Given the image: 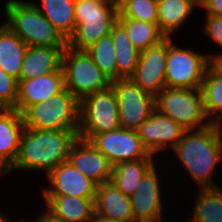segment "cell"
Listing matches in <instances>:
<instances>
[{
    "instance_id": "e575fe53",
    "label": "cell",
    "mask_w": 222,
    "mask_h": 222,
    "mask_svg": "<svg viewBox=\"0 0 222 222\" xmlns=\"http://www.w3.org/2000/svg\"><path fill=\"white\" fill-rule=\"evenodd\" d=\"M45 212L39 214V217L37 220L33 222H64L61 219L55 217L51 212H49L47 209L44 210Z\"/></svg>"
},
{
    "instance_id": "6da1fadb",
    "label": "cell",
    "mask_w": 222,
    "mask_h": 222,
    "mask_svg": "<svg viewBox=\"0 0 222 222\" xmlns=\"http://www.w3.org/2000/svg\"><path fill=\"white\" fill-rule=\"evenodd\" d=\"M79 135L74 130H38L25 127L18 156L5 173L14 171H44L46 176L68 160L69 151Z\"/></svg>"
},
{
    "instance_id": "ac0fdd59",
    "label": "cell",
    "mask_w": 222,
    "mask_h": 222,
    "mask_svg": "<svg viewBox=\"0 0 222 222\" xmlns=\"http://www.w3.org/2000/svg\"><path fill=\"white\" fill-rule=\"evenodd\" d=\"M24 129L23 114L0 108V173L5 174L16 161Z\"/></svg>"
},
{
    "instance_id": "2e32d148",
    "label": "cell",
    "mask_w": 222,
    "mask_h": 222,
    "mask_svg": "<svg viewBox=\"0 0 222 222\" xmlns=\"http://www.w3.org/2000/svg\"><path fill=\"white\" fill-rule=\"evenodd\" d=\"M67 161L97 185L111 179L112 165L90 141L78 137L70 148Z\"/></svg>"
},
{
    "instance_id": "277c9868",
    "label": "cell",
    "mask_w": 222,
    "mask_h": 222,
    "mask_svg": "<svg viewBox=\"0 0 222 222\" xmlns=\"http://www.w3.org/2000/svg\"><path fill=\"white\" fill-rule=\"evenodd\" d=\"M76 27L67 40L74 50H85L111 33L118 18L117 0H75Z\"/></svg>"
},
{
    "instance_id": "74e56055",
    "label": "cell",
    "mask_w": 222,
    "mask_h": 222,
    "mask_svg": "<svg viewBox=\"0 0 222 222\" xmlns=\"http://www.w3.org/2000/svg\"><path fill=\"white\" fill-rule=\"evenodd\" d=\"M91 222H121V221L108 220V219H104L102 217L94 216V218H93V220Z\"/></svg>"
},
{
    "instance_id": "f35d334b",
    "label": "cell",
    "mask_w": 222,
    "mask_h": 222,
    "mask_svg": "<svg viewBox=\"0 0 222 222\" xmlns=\"http://www.w3.org/2000/svg\"><path fill=\"white\" fill-rule=\"evenodd\" d=\"M0 222H12V220L0 211Z\"/></svg>"
},
{
    "instance_id": "d6986e66",
    "label": "cell",
    "mask_w": 222,
    "mask_h": 222,
    "mask_svg": "<svg viewBox=\"0 0 222 222\" xmlns=\"http://www.w3.org/2000/svg\"><path fill=\"white\" fill-rule=\"evenodd\" d=\"M94 214L108 220L134 222L130 197L110 181L97 185Z\"/></svg>"
},
{
    "instance_id": "cb8c5ba5",
    "label": "cell",
    "mask_w": 222,
    "mask_h": 222,
    "mask_svg": "<svg viewBox=\"0 0 222 222\" xmlns=\"http://www.w3.org/2000/svg\"><path fill=\"white\" fill-rule=\"evenodd\" d=\"M154 159L121 162L112 166L110 182L125 195L131 197L145 174L155 165Z\"/></svg>"
},
{
    "instance_id": "30bf717a",
    "label": "cell",
    "mask_w": 222,
    "mask_h": 222,
    "mask_svg": "<svg viewBox=\"0 0 222 222\" xmlns=\"http://www.w3.org/2000/svg\"><path fill=\"white\" fill-rule=\"evenodd\" d=\"M117 101L120 127L137 131L155 109L154 96L128 79L112 81Z\"/></svg>"
},
{
    "instance_id": "d590c367",
    "label": "cell",
    "mask_w": 222,
    "mask_h": 222,
    "mask_svg": "<svg viewBox=\"0 0 222 222\" xmlns=\"http://www.w3.org/2000/svg\"><path fill=\"white\" fill-rule=\"evenodd\" d=\"M216 54H208L209 58L211 61H213L221 70H222V53H217Z\"/></svg>"
},
{
    "instance_id": "4fadbf2b",
    "label": "cell",
    "mask_w": 222,
    "mask_h": 222,
    "mask_svg": "<svg viewBox=\"0 0 222 222\" xmlns=\"http://www.w3.org/2000/svg\"><path fill=\"white\" fill-rule=\"evenodd\" d=\"M137 132L144 147L155 156L167 148L172 150L181 140L185 129L169 116L154 109Z\"/></svg>"
},
{
    "instance_id": "4316f807",
    "label": "cell",
    "mask_w": 222,
    "mask_h": 222,
    "mask_svg": "<svg viewBox=\"0 0 222 222\" xmlns=\"http://www.w3.org/2000/svg\"><path fill=\"white\" fill-rule=\"evenodd\" d=\"M200 89L206 116L213 123L222 115V70L213 61L207 68Z\"/></svg>"
},
{
    "instance_id": "83f0119b",
    "label": "cell",
    "mask_w": 222,
    "mask_h": 222,
    "mask_svg": "<svg viewBox=\"0 0 222 222\" xmlns=\"http://www.w3.org/2000/svg\"><path fill=\"white\" fill-rule=\"evenodd\" d=\"M190 218L185 222H222V187L199 188Z\"/></svg>"
},
{
    "instance_id": "e0dca14e",
    "label": "cell",
    "mask_w": 222,
    "mask_h": 222,
    "mask_svg": "<svg viewBox=\"0 0 222 222\" xmlns=\"http://www.w3.org/2000/svg\"><path fill=\"white\" fill-rule=\"evenodd\" d=\"M64 89V73L41 75L35 79L18 81L15 110L23 114L30 106L51 99Z\"/></svg>"
},
{
    "instance_id": "7402d4cb",
    "label": "cell",
    "mask_w": 222,
    "mask_h": 222,
    "mask_svg": "<svg viewBox=\"0 0 222 222\" xmlns=\"http://www.w3.org/2000/svg\"><path fill=\"white\" fill-rule=\"evenodd\" d=\"M27 47L4 22L0 23V68L17 80Z\"/></svg>"
},
{
    "instance_id": "8992f818",
    "label": "cell",
    "mask_w": 222,
    "mask_h": 222,
    "mask_svg": "<svg viewBox=\"0 0 222 222\" xmlns=\"http://www.w3.org/2000/svg\"><path fill=\"white\" fill-rule=\"evenodd\" d=\"M155 109L185 130L200 129L211 122L206 116L200 88L165 87L154 96Z\"/></svg>"
},
{
    "instance_id": "3957f363",
    "label": "cell",
    "mask_w": 222,
    "mask_h": 222,
    "mask_svg": "<svg viewBox=\"0 0 222 222\" xmlns=\"http://www.w3.org/2000/svg\"><path fill=\"white\" fill-rule=\"evenodd\" d=\"M3 21L28 46L66 48L67 40L38 11L32 2L7 0Z\"/></svg>"
},
{
    "instance_id": "1f68e13d",
    "label": "cell",
    "mask_w": 222,
    "mask_h": 222,
    "mask_svg": "<svg viewBox=\"0 0 222 222\" xmlns=\"http://www.w3.org/2000/svg\"><path fill=\"white\" fill-rule=\"evenodd\" d=\"M18 81L0 68V108L14 109L17 101Z\"/></svg>"
},
{
    "instance_id": "7a4b0ae2",
    "label": "cell",
    "mask_w": 222,
    "mask_h": 222,
    "mask_svg": "<svg viewBox=\"0 0 222 222\" xmlns=\"http://www.w3.org/2000/svg\"><path fill=\"white\" fill-rule=\"evenodd\" d=\"M172 150L179 163L196 181L195 184H198L197 188L219 187L212 176L216 165L222 161V136L214 123L200 129L185 130Z\"/></svg>"
},
{
    "instance_id": "ffe728a7",
    "label": "cell",
    "mask_w": 222,
    "mask_h": 222,
    "mask_svg": "<svg viewBox=\"0 0 222 222\" xmlns=\"http://www.w3.org/2000/svg\"><path fill=\"white\" fill-rule=\"evenodd\" d=\"M66 48L28 46L17 81L35 79L41 75L58 72L62 68V54Z\"/></svg>"
},
{
    "instance_id": "9a60e30c",
    "label": "cell",
    "mask_w": 222,
    "mask_h": 222,
    "mask_svg": "<svg viewBox=\"0 0 222 222\" xmlns=\"http://www.w3.org/2000/svg\"><path fill=\"white\" fill-rule=\"evenodd\" d=\"M50 187H42V195H67L95 198L97 184L83 175L68 161L59 164L47 176Z\"/></svg>"
},
{
    "instance_id": "4dcf8cb0",
    "label": "cell",
    "mask_w": 222,
    "mask_h": 222,
    "mask_svg": "<svg viewBox=\"0 0 222 222\" xmlns=\"http://www.w3.org/2000/svg\"><path fill=\"white\" fill-rule=\"evenodd\" d=\"M118 17L158 24L157 0H117Z\"/></svg>"
},
{
    "instance_id": "ab89813d",
    "label": "cell",
    "mask_w": 222,
    "mask_h": 222,
    "mask_svg": "<svg viewBox=\"0 0 222 222\" xmlns=\"http://www.w3.org/2000/svg\"><path fill=\"white\" fill-rule=\"evenodd\" d=\"M198 6L200 5L201 0H193Z\"/></svg>"
},
{
    "instance_id": "603a6c76",
    "label": "cell",
    "mask_w": 222,
    "mask_h": 222,
    "mask_svg": "<svg viewBox=\"0 0 222 222\" xmlns=\"http://www.w3.org/2000/svg\"><path fill=\"white\" fill-rule=\"evenodd\" d=\"M115 46L117 80L128 79L137 67L141 52L132 44L126 29L117 21L111 30Z\"/></svg>"
},
{
    "instance_id": "f1b7e54d",
    "label": "cell",
    "mask_w": 222,
    "mask_h": 222,
    "mask_svg": "<svg viewBox=\"0 0 222 222\" xmlns=\"http://www.w3.org/2000/svg\"><path fill=\"white\" fill-rule=\"evenodd\" d=\"M117 21L126 29L132 44L140 52L157 46L167 39L158 24L126 17H118Z\"/></svg>"
},
{
    "instance_id": "52a82bcc",
    "label": "cell",
    "mask_w": 222,
    "mask_h": 222,
    "mask_svg": "<svg viewBox=\"0 0 222 222\" xmlns=\"http://www.w3.org/2000/svg\"><path fill=\"white\" fill-rule=\"evenodd\" d=\"M120 128L118 101L112 86L80 100L79 138L90 141L95 135Z\"/></svg>"
},
{
    "instance_id": "5b68a950",
    "label": "cell",
    "mask_w": 222,
    "mask_h": 222,
    "mask_svg": "<svg viewBox=\"0 0 222 222\" xmlns=\"http://www.w3.org/2000/svg\"><path fill=\"white\" fill-rule=\"evenodd\" d=\"M80 101L66 88L23 113L25 127L38 130H79Z\"/></svg>"
},
{
    "instance_id": "5bb4252c",
    "label": "cell",
    "mask_w": 222,
    "mask_h": 222,
    "mask_svg": "<svg viewBox=\"0 0 222 222\" xmlns=\"http://www.w3.org/2000/svg\"><path fill=\"white\" fill-rule=\"evenodd\" d=\"M155 164L143 177L136 192L130 197L134 222H157L163 219L164 202L161 180Z\"/></svg>"
},
{
    "instance_id": "d6a6232c",
    "label": "cell",
    "mask_w": 222,
    "mask_h": 222,
    "mask_svg": "<svg viewBox=\"0 0 222 222\" xmlns=\"http://www.w3.org/2000/svg\"><path fill=\"white\" fill-rule=\"evenodd\" d=\"M203 22V33L222 48V16L205 15Z\"/></svg>"
},
{
    "instance_id": "d4e9b609",
    "label": "cell",
    "mask_w": 222,
    "mask_h": 222,
    "mask_svg": "<svg viewBox=\"0 0 222 222\" xmlns=\"http://www.w3.org/2000/svg\"><path fill=\"white\" fill-rule=\"evenodd\" d=\"M158 25L160 30L170 38L199 6L193 0H157Z\"/></svg>"
},
{
    "instance_id": "9c48e42d",
    "label": "cell",
    "mask_w": 222,
    "mask_h": 222,
    "mask_svg": "<svg viewBox=\"0 0 222 222\" xmlns=\"http://www.w3.org/2000/svg\"><path fill=\"white\" fill-rule=\"evenodd\" d=\"M168 38L166 59V87L197 89L201 87L211 62L208 54L177 47Z\"/></svg>"
},
{
    "instance_id": "f546056e",
    "label": "cell",
    "mask_w": 222,
    "mask_h": 222,
    "mask_svg": "<svg viewBox=\"0 0 222 222\" xmlns=\"http://www.w3.org/2000/svg\"><path fill=\"white\" fill-rule=\"evenodd\" d=\"M85 51L107 78L111 81L117 80L115 46L111 34L102 37Z\"/></svg>"
},
{
    "instance_id": "484cf974",
    "label": "cell",
    "mask_w": 222,
    "mask_h": 222,
    "mask_svg": "<svg viewBox=\"0 0 222 222\" xmlns=\"http://www.w3.org/2000/svg\"><path fill=\"white\" fill-rule=\"evenodd\" d=\"M38 11L68 40L76 27L75 0H40Z\"/></svg>"
},
{
    "instance_id": "ba28073f",
    "label": "cell",
    "mask_w": 222,
    "mask_h": 222,
    "mask_svg": "<svg viewBox=\"0 0 222 222\" xmlns=\"http://www.w3.org/2000/svg\"><path fill=\"white\" fill-rule=\"evenodd\" d=\"M62 69L64 88L79 101L88 94L109 88L112 83L85 50L67 46L62 54Z\"/></svg>"
},
{
    "instance_id": "8d00e7d4",
    "label": "cell",
    "mask_w": 222,
    "mask_h": 222,
    "mask_svg": "<svg viewBox=\"0 0 222 222\" xmlns=\"http://www.w3.org/2000/svg\"><path fill=\"white\" fill-rule=\"evenodd\" d=\"M217 132L222 136V115L218 117L214 122Z\"/></svg>"
},
{
    "instance_id": "8fae6325",
    "label": "cell",
    "mask_w": 222,
    "mask_h": 222,
    "mask_svg": "<svg viewBox=\"0 0 222 222\" xmlns=\"http://www.w3.org/2000/svg\"><path fill=\"white\" fill-rule=\"evenodd\" d=\"M90 142L108 159L112 166L121 162L153 159L155 157L144 147L138 132L135 130L120 127L116 130L97 134Z\"/></svg>"
},
{
    "instance_id": "44dd1931",
    "label": "cell",
    "mask_w": 222,
    "mask_h": 222,
    "mask_svg": "<svg viewBox=\"0 0 222 222\" xmlns=\"http://www.w3.org/2000/svg\"><path fill=\"white\" fill-rule=\"evenodd\" d=\"M46 209L64 222H91L95 198H80L67 195H42Z\"/></svg>"
},
{
    "instance_id": "836d02e7",
    "label": "cell",
    "mask_w": 222,
    "mask_h": 222,
    "mask_svg": "<svg viewBox=\"0 0 222 222\" xmlns=\"http://www.w3.org/2000/svg\"><path fill=\"white\" fill-rule=\"evenodd\" d=\"M200 7L205 10V15L222 16V0H201Z\"/></svg>"
},
{
    "instance_id": "7c38bea8",
    "label": "cell",
    "mask_w": 222,
    "mask_h": 222,
    "mask_svg": "<svg viewBox=\"0 0 222 222\" xmlns=\"http://www.w3.org/2000/svg\"><path fill=\"white\" fill-rule=\"evenodd\" d=\"M167 55L168 38L157 46L141 51L137 67L129 79L155 96L166 87Z\"/></svg>"
}]
</instances>
